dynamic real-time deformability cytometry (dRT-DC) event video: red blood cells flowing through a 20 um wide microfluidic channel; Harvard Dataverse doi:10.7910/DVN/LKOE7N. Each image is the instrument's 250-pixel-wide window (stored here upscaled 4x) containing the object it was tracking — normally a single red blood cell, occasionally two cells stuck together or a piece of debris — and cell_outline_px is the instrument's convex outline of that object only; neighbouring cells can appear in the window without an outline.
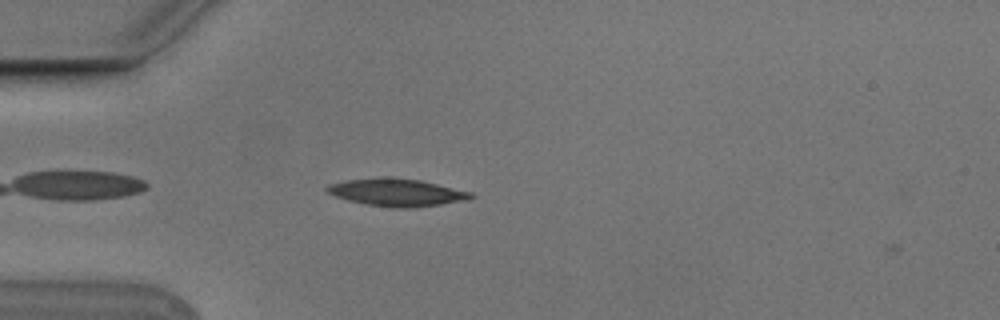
{"species": "Egyptian fruit bat (a non-hibernating species)", "species_latin": "Rousettus aegyptiacus", "temperature_condition": "cold", "stored_images_in_passage": 1, "camera_frame_rate_fps": 3000, "um_per_image_px": 0.085, "animal": {"sex": "male"}, "frame": {"image": 1, "passage_image": 1, "time_ms": 0.0, "image_size_px": [1000, 320], "cell_outline_px": [[476, 196], [472, 200], [416, 208], [392, 208], [364, 204], [348, 200], [324, 192], [324, 188], [328, 184], [344, 180], [376, 176], [384, 176], [420, 180], [472, 192]], "centroid_in_image_um": [33.72, 16.35], "position_along_channel_um": 51.3, "area_um2": 23.81}}